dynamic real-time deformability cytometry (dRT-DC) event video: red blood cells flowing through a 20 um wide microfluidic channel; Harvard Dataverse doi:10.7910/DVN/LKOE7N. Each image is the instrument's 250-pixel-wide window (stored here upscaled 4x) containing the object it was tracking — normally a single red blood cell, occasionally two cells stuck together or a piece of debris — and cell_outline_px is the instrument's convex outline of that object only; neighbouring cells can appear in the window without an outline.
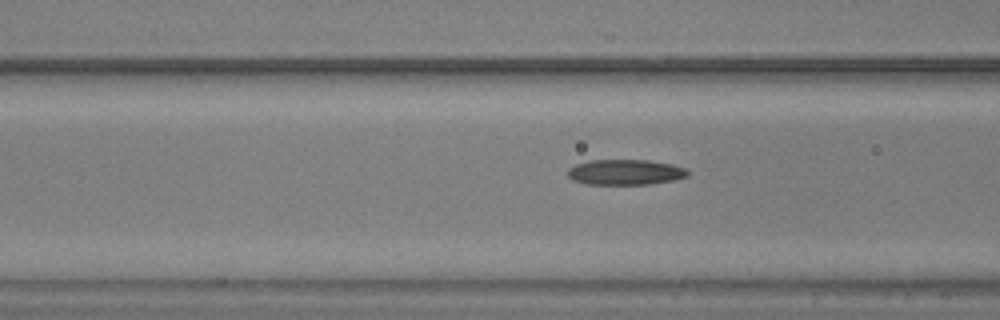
{"species": "common noctule bat (a hibernating species)", "species_latin": "Nyctalus noctula", "temperature_condition": "warm", "stored_images_in_passage": 6, "camera_frame_rate_fps": 3000, "um_per_image_px": 0.085, "animal": {"sex": "male", "body_mass_g": 20.5, "forearm_length_mm": 52.5}, "frame": {"image": 1, "passage_image": 4, "time_ms": 1.0, "image_size_px": [1000, 320], "cell_outline_px": [[688, 176], [676, 180], [648, 184], [584, 184], [572, 180], [568, 176], [568, 168], [576, 164], [588, 160], [648, 160], [672, 164], [688, 168]], "centroid_in_image_um": [53.16, 14.63], "position_along_channel_um": 113.4, "area_um2": 17.98}}